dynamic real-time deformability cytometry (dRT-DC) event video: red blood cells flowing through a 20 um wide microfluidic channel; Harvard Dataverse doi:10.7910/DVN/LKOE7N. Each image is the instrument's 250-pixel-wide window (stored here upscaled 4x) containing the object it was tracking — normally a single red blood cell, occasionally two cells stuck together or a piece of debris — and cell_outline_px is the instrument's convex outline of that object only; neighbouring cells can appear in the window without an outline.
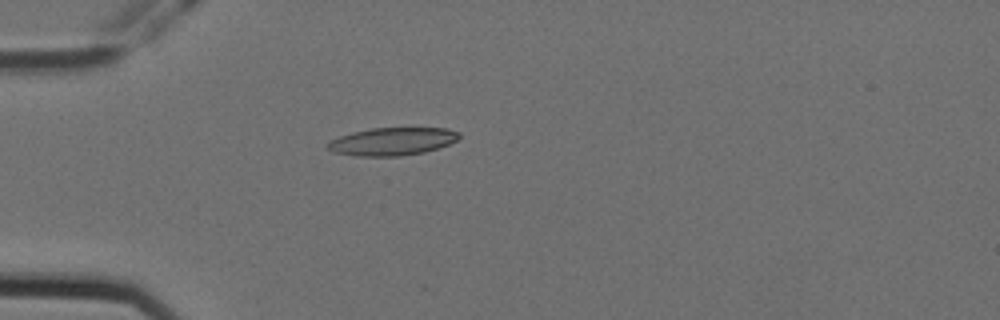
{"species": "Egyptian fruit bat (a non-hibernating species)", "species_latin": "Rousettus aegyptiacus", "temperature_condition": "cold", "stored_images_in_passage": 2, "camera_frame_rate_fps": 3000, "um_per_image_px": 0.085, "animal": {"sex": "female"}, "frame": {"image": 1, "passage_image": 1, "time_ms": 0.0, "image_size_px": [1000, 320], "cell_outline_px": [[460, 136], [456, 140], [448, 144], [424, 152], [400, 156], [356, 156], [332, 152], [324, 144], [340, 136], [352, 132], [372, 128], [448, 128], [460, 132]], "centroid_in_image_um": [33.32, 12.02], "position_along_channel_um": 51.7, "area_um2": 21.27}}